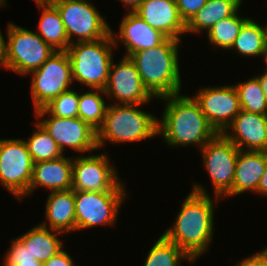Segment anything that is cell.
I'll return each mask as SVG.
<instances>
[{"instance_id":"obj_32","label":"cell","mask_w":267,"mask_h":266,"mask_svg":"<svg viewBox=\"0 0 267 266\" xmlns=\"http://www.w3.org/2000/svg\"><path fill=\"white\" fill-rule=\"evenodd\" d=\"M6 253L3 266H15L19 261L36 260L18 238L11 240V247Z\"/></svg>"},{"instance_id":"obj_35","label":"cell","mask_w":267,"mask_h":266,"mask_svg":"<svg viewBox=\"0 0 267 266\" xmlns=\"http://www.w3.org/2000/svg\"><path fill=\"white\" fill-rule=\"evenodd\" d=\"M236 264V266H267V247Z\"/></svg>"},{"instance_id":"obj_12","label":"cell","mask_w":267,"mask_h":266,"mask_svg":"<svg viewBox=\"0 0 267 266\" xmlns=\"http://www.w3.org/2000/svg\"><path fill=\"white\" fill-rule=\"evenodd\" d=\"M34 114L38 118L37 122L51 135L62 153L67 146L81 153L99 149L97 130L81 118L52 116L44 108L36 110ZM47 114L49 118L44 117ZM42 117L44 118L41 119Z\"/></svg>"},{"instance_id":"obj_19","label":"cell","mask_w":267,"mask_h":266,"mask_svg":"<svg viewBox=\"0 0 267 266\" xmlns=\"http://www.w3.org/2000/svg\"><path fill=\"white\" fill-rule=\"evenodd\" d=\"M72 165L73 159L64 155L54 160L34 163L27 195H31L38 186L48 188L51 192L72 189Z\"/></svg>"},{"instance_id":"obj_39","label":"cell","mask_w":267,"mask_h":266,"mask_svg":"<svg viewBox=\"0 0 267 266\" xmlns=\"http://www.w3.org/2000/svg\"><path fill=\"white\" fill-rule=\"evenodd\" d=\"M266 72H264L262 75H257L256 77L258 78L260 84H261V87H262V90L266 96V99H267V69L265 68Z\"/></svg>"},{"instance_id":"obj_3","label":"cell","mask_w":267,"mask_h":266,"mask_svg":"<svg viewBox=\"0 0 267 266\" xmlns=\"http://www.w3.org/2000/svg\"><path fill=\"white\" fill-rule=\"evenodd\" d=\"M180 40L166 38L160 45L133 53L141 81L148 92L159 99L181 93L179 68Z\"/></svg>"},{"instance_id":"obj_18","label":"cell","mask_w":267,"mask_h":266,"mask_svg":"<svg viewBox=\"0 0 267 266\" xmlns=\"http://www.w3.org/2000/svg\"><path fill=\"white\" fill-rule=\"evenodd\" d=\"M115 47L119 46L117 38L124 44L126 57H130L133 53L150 49L160 45L167 37L160 31L150 27L141 17L135 12L124 14L121 20L118 34H113ZM115 35H118L117 37Z\"/></svg>"},{"instance_id":"obj_22","label":"cell","mask_w":267,"mask_h":266,"mask_svg":"<svg viewBox=\"0 0 267 266\" xmlns=\"http://www.w3.org/2000/svg\"><path fill=\"white\" fill-rule=\"evenodd\" d=\"M41 9L38 35L55 51H66L70 43L64 23L56 6L51 1L36 2Z\"/></svg>"},{"instance_id":"obj_23","label":"cell","mask_w":267,"mask_h":266,"mask_svg":"<svg viewBox=\"0 0 267 266\" xmlns=\"http://www.w3.org/2000/svg\"><path fill=\"white\" fill-rule=\"evenodd\" d=\"M60 234L62 235L59 231L38 225L17 238L33 258L44 263L63 249V243L58 238Z\"/></svg>"},{"instance_id":"obj_8","label":"cell","mask_w":267,"mask_h":266,"mask_svg":"<svg viewBox=\"0 0 267 266\" xmlns=\"http://www.w3.org/2000/svg\"><path fill=\"white\" fill-rule=\"evenodd\" d=\"M239 148L223 133H217L201 149L203 165L212 181L216 203L233 196V179Z\"/></svg>"},{"instance_id":"obj_26","label":"cell","mask_w":267,"mask_h":266,"mask_svg":"<svg viewBox=\"0 0 267 266\" xmlns=\"http://www.w3.org/2000/svg\"><path fill=\"white\" fill-rule=\"evenodd\" d=\"M182 259L192 264L196 262V259H191L175 243L161 235L149 250L144 266H182Z\"/></svg>"},{"instance_id":"obj_16","label":"cell","mask_w":267,"mask_h":266,"mask_svg":"<svg viewBox=\"0 0 267 266\" xmlns=\"http://www.w3.org/2000/svg\"><path fill=\"white\" fill-rule=\"evenodd\" d=\"M223 134L240 150L267 151V115L241 109Z\"/></svg>"},{"instance_id":"obj_1","label":"cell","mask_w":267,"mask_h":266,"mask_svg":"<svg viewBox=\"0 0 267 266\" xmlns=\"http://www.w3.org/2000/svg\"><path fill=\"white\" fill-rule=\"evenodd\" d=\"M202 185L195 184L183 201L173 226L163 232V236L175 243L191 259H197L207 252L213 241L214 204Z\"/></svg>"},{"instance_id":"obj_31","label":"cell","mask_w":267,"mask_h":266,"mask_svg":"<svg viewBox=\"0 0 267 266\" xmlns=\"http://www.w3.org/2000/svg\"><path fill=\"white\" fill-rule=\"evenodd\" d=\"M79 97L78 91L69 89L62 92L43 108L52 116L61 118L78 117Z\"/></svg>"},{"instance_id":"obj_40","label":"cell","mask_w":267,"mask_h":266,"mask_svg":"<svg viewBox=\"0 0 267 266\" xmlns=\"http://www.w3.org/2000/svg\"><path fill=\"white\" fill-rule=\"evenodd\" d=\"M15 266H42V263L37 260H26V261H19V263Z\"/></svg>"},{"instance_id":"obj_14","label":"cell","mask_w":267,"mask_h":266,"mask_svg":"<svg viewBox=\"0 0 267 266\" xmlns=\"http://www.w3.org/2000/svg\"><path fill=\"white\" fill-rule=\"evenodd\" d=\"M193 97L217 133H223L241 111L238 93L233 84L203 87Z\"/></svg>"},{"instance_id":"obj_24","label":"cell","mask_w":267,"mask_h":266,"mask_svg":"<svg viewBox=\"0 0 267 266\" xmlns=\"http://www.w3.org/2000/svg\"><path fill=\"white\" fill-rule=\"evenodd\" d=\"M241 3L242 0H208L186 23V33L208 32L214 24L239 10Z\"/></svg>"},{"instance_id":"obj_43","label":"cell","mask_w":267,"mask_h":266,"mask_svg":"<svg viewBox=\"0 0 267 266\" xmlns=\"http://www.w3.org/2000/svg\"><path fill=\"white\" fill-rule=\"evenodd\" d=\"M265 62H266V69H267V53H266V57H265Z\"/></svg>"},{"instance_id":"obj_38","label":"cell","mask_w":267,"mask_h":266,"mask_svg":"<svg viewBox=\"0 0 267 266\" xmlns=\"http://www.w3.org/2000/svg\"><path fill=\"white\" fill-rule=\"evenodd\" d=\"M124 3L129 10V12H134L143 0H120Z\"/></svg>"},{"instance_id":"obj_17","label":"cell","mask_w":267,"mask_h":266,"mask_svg":"<svg viewBox=\"0 0 267 266\" xmlns=\"http://www.w3.org/2000/svg\"><path fill=\"white\" fill-rule=\"evenodd\" d=\"M134 12L167 38L180 40L186 33V23L174 0H143Z\"/></svg>"},{"instance_id":"obj_25","label":"cell","mask_w":267,"mask_h":266,"mask_svg":"<svg viewBox=\"0 0 267 266\" xmlns=\"http://www.w3.org/2000/svg\"><path fill=\"white\" fill-rule=\"evenodd\" d=\"M231 49L240 55L262 56L265 59L267 53V24L263 27L257 21L254 22L249 18L243 24Z\"/></svg>"},{"instance_id":"obj_6","label":"cell","mask_w":267,"mask_h":266,"mask_svg":"<svg viewBox=\"0 0 267 266\" xmlns=\"http://www.w3.org/2000/svg\"><path fill=\"white\" fill-rule=\"evenodd\" d=\"M6 69L20 75H28L55 52L37 32L27 30L14 23L7 27Z\"/></svg>"},{"instance_id":"obj_7","label":"cell","mask_w":267,"mask_h":266,"mask_svg":"<svg viewBox=\"0 0 267 266\" xmlns=\"http://www.w3.org/2000/svg\"><path fill=\"white\" fill-rule=\"evenodd\" d=\"M57 8L68 36L69 43L96 41L107 37L113 30L106 17L88 0H50ZM77 36V37H76ZM73 40V41H72Z\"/></svg>"},{"instance_id":"obj_42","label":"cell","mask_w":267,"mask_h":266,"mask_svg":"<svg viewBox=\"0 0 267 266\" xmlns=\"http://www.w3.org/2000/svg\"><path fill=\"white\" fill-rule=\"evenodd\" d=\"M50 1V0H35V2Z\"/></svg>"},{"instance_id":"obj_5","label":"cell","mask_w":267,"mask_h":266,"mask_svg":"<svg viewBox=\"0 0 267 266\" xmlns=\"http://www.w3.org/2000/svg\"><path fill=\"white\" fill-rule=\"evenodd\" d=\"M115 41L112 33L96 41L74 42L69 45L68 54L73 81L91 89L104 90L113 61L112 49Z\"/></svg>"},{"instance_id":"obj_9","label":"cell","mask_w":267,"mask_h":266,"mask_svg":"<svg viewBox=\"0 0 267 266\" xmlns=\"http://www.w3.org/2000/svg\"><path fill=\"white\" fill-rule=\"evenodd\" d=\"M35 111L46 106L74 83L66 51H55L38 69L30 72Z\"/></svg>"},{"instance_id":"obj_29","label":"cell","mask_w":267,"mask_h":266,"mask_svg":"<svg viewBox=\"0 0 267 266\" xmlns=\"http://www.w3.org/2000/svg\"><path fill=\"white\" fill-rule=\"evenodd\" d=\"M248 19L247 17H240L237 10L232 16L222 19L206 32L207 38L209 39L208 41L214 47L230 49L234 40L240 33L243 24Z\"/></svg>"},{"instance_id":"obj_36","label":"cell","mask_w":267,"mask_h":266,"mask_svg":"<svg viewBox=\"0 0 267 266\" xmlns=\"http://www.w3.org/2000/svg\"><path fill=\"white\" fill-rule=\"evenodd\" d=\"M6 68V41L0 31V67Z\"/></svg>"},{"instance_id":"obj_28","label":"cell","mask_w":267,"mask_h":266,"mask_svg":"<svg viewBox=\"0 0 267 266\" xmlns=\"http://www.w3.org/2000/svg\"><path fill=\"white\" fill-rule=\"evenodd\" d=\"M34 124L37 130L33 131L27 141L26 139L24 140L33 163L54 160L63 156L62 151L51 135L38 122Z\"/></svg>"},{"instance_id":"obj_37","label":"cell","mask_w":267,"mask_h":266,"mask_svg":"<svg viewBox=\"0 0 267 266\" xmlns=\"http://www.w3.org/2000/svg\"><path fill=\"white\" fill-rule=\"evenodd\" d=\"M255 193H259L260 195L267 196V167L265 169V172L261 176L259 183H258V188Z\"/></svg>"},{"instance_id":"obj_33","label":"cell","mask_w":267,"mask_h":266,"mask_svg":"<svg viewBox=\"0 0 267 266\" xmlns=\"http://www.w3.org/2000/svg\"><path fill=\"white\" fill-rule=\"evenodd\" d=\"M208 0H176L180 16L187 23Z\"/></svg>"},{"instance_id":"obj_10","label":"cell","mask_w":267,"mask_h":266,"mask_svg":"<svg viewBox=\"0 0 267 266\" xmlns=\"http://www.w3.org/2000/svg\"><path fill=\"white\" fill-rule=\"evenodd\" d=\"M33 164L23 139H0V182L18 200L27 196Z\"/></svg>"},{"instance_id":"obj_27","label":"cell","mask_w":267,"mask_h":266,"mask_svg":"<svg viewBox=\"0 0 267 266\" xmlns=\"http://www.w3.org/2000/svg\"><path fill=\"white\" fill-rule=\"evenodd\" d=\"M93 90V91H92ZM80 94L78 117L98 130L103 122L108 104L102 97L105 91L102 89H92Z\"/></svg>"},{"instance_id":"obj_11","label":"cell","mask_w":267,"mask_h":266,"mask_svg":"<svg viewBox=\"0 0 267 266\" xmlns=\"http://www.w3.org/2000/svg\"><path fill=\"white\" fill-rule=\"evenodd\" d=\"M106 154L76 156L72 165L74 191L126 192Z\"/></svg>"},{"instance_id":"obj_21","label":"cell","mask_w":267,"mask_h":266,"mask_svg":"<svg viewBox=\"0 0 267 266\" xmlns=\"http://www.w3.org/2000/svg\"><path fill=\"white\" fill-rule=\"evenodd\" d=\"M45 217L49 223L40 225L61 233L76 231L74 190L53 191L49 193L45 207Z\"/></svg>"},{"instance_id":"obj_30","label":"cell","mask_w":267,"mask_h":266,"mask_svg":"<svg viewBox=\"0 0 267 266\" xmlns=\"http://www.w3.org/2000/svg\"><path fill=\"white\" fill-rule=\"evenodd\" d=\"M234 87L242 110L267 115V99L256 76Z\"/></svg>"},{"instance_id":"obj_4","label":"cell","mask_w":267,"mask_h":266,"mask_svg":"<svg viewBox=\"0 0 267 266\" xmlns=\"http://www.w3.org/2000/svg\"><path fill=\"white\" fill-rule=\"evenodd\" d=\"M139 104H109L102 126L97 130L98 148L111 143L136 142L158 135V118Z\"/></svg>"},{"instance_id":"obj_20","label":"cell","mask_w":267,"mask_h":266,"mask_svg":"<svg viewBox=\"0 0 267 266\" xmlns=\"http://www.w3.org/2000/svg\"><path fill=\"white\" fill-rule=\"evenodd\" d=\"M267 167V151L239 150L233 179V196L256 192Z\"/></svg>"},{"instance_id":"obj_41","label":"cell","mask_w":267,"mask_h":266,"mask_svg":"<svg viewBox=\"0 0 267 266\" xmlns=\"http://www.w3.org/2000/svg\"><path fill=\"white\" fill-rule=\"evenodd\" d=\"M4 5H6V0H0V7H3Z\"/></svg>"},{"instance_id":"obj_34","label":"cell","mask_w":267,"mask_h":266,"mask_svg":"<svg viewBox=\"0 0 267 266\" xmlns=\"http://www.w3.org/2000/svg\"><path fill=\"white\" fill-rule=\"evenodd\" d=\"M73 262L74 261L70 254L62 249L56 255L52 256L48 261L42 263V266H78Z\"/></svg>"},{"instance_id":"obj_2","label":"cell","mask_w":267,"mask_h":266,"mask_svg":"<svg viewBox=\"0 0 267 266\" xmlns=\"http://www.w3.org/2000/svg\"><path fill=\"white\" fill-rule=\"evenodd\" d=\"M160 99L167 103L162 119H158V136H162L169 146L196 144L200 150L217 134L193 96L178 93Z\"/></svg>"},{"instance_id":"obj_13","label":"cell","mask_w":267,"mask_h":266,"mask_svg":"<svg viewBox=\"0 0 267 266\" xmlns=\"http://www.w3.org/2000/svg\"><path fill=\"white\" fill-rule=\"evenodd\" d=\"M126 192L74 191L76 230L114 225Z\"/></svg>"},{"instance_id":"obj_15","label":"cell","mask_w":267,"mask_h":266,"mask_svg":"<svg viewBox=\"0 0 267 266\" xmlns=\"http://www.w3.org/2000/svg\"><path fill=\"white\" fill-rule=\"evenodd\" d=\"M112 61L109 70V79L104 89L105 95L116 99L115 104L143 105L153 99V96L144 87L136 65L126 56L118 63Z\"/></svg>"}]
</instances>
